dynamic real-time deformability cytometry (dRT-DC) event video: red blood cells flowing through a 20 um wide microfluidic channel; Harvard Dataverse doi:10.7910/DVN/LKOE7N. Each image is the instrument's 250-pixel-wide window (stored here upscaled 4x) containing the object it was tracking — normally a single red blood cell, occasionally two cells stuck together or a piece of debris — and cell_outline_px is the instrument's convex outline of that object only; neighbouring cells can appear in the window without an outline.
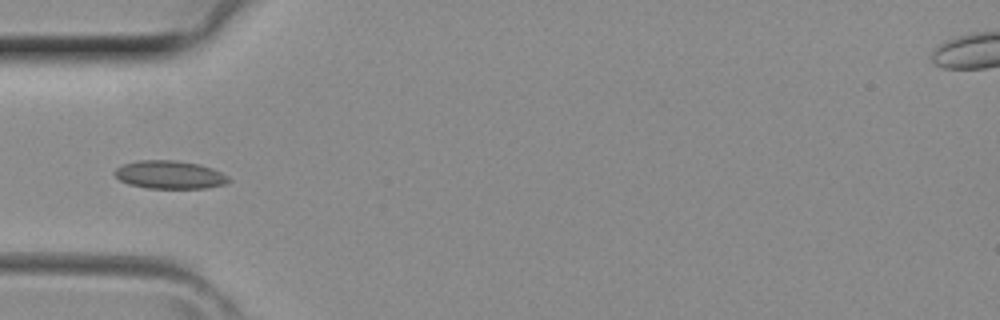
{"species": "common noctule bat (a hibernating species)", "species_latin": "Nyctalus noctula", "temperature_condition": "room temperature", "stored_images_in_passage": 3, "camera_frame_rate_fps": 3000, "um_per_image_px": 0.085, "animal": {"sex": "female", "body_mass_g": 29.2, "forearm_length_mm": 56.3}, "frame": {"image": 1, "passage_image": 3, "time_ms": 0.667, "image_size_px": [1000, 320], "cell_outline_px": [[232, 180], [224, 184], [208, 188], [148, 188], [128, 184], [120, 180], [112, 172], [116, 168], [124, 164], [140, 160], [176, 160], [200, 164], [212, 168], [228, 176]], "centroid_in_image_um": [14.43, 14.85], "position_along_channel_um": 70.6, "area_um2": 18.73}}